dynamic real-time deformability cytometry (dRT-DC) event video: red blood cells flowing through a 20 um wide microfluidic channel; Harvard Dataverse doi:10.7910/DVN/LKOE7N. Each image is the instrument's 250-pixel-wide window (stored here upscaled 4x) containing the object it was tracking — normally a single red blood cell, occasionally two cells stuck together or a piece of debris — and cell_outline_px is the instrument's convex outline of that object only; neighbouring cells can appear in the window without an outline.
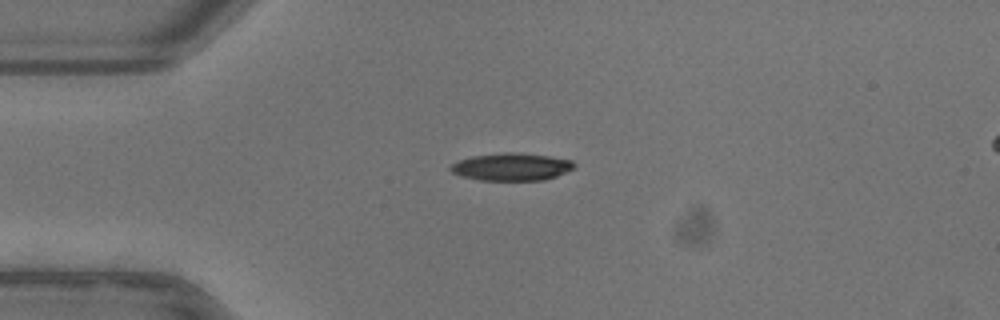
{"species": "common noctule bat (a hibernating species)", "species_latin": "Nyctalus noctula", "temperature_condition": "warm", "stored_images_in_passage": 28, "camera_frame_rate_fps": 3000, "um_per_image_px": 0.085, "animal": {"sex": "female"}, "frame": {"image": 1, "passage_image": 1, "time_ms": 0.0, "image_size_px": [1000, 320], "cell_outline_px": [[576, 164], [572, 168], [556, 176], [544, 180], [480, 180], [460, 176], [452, 172], [448, 168], [452, 164], [460, 160], [472, 156], [504, 152], [516, 152], [548, 156], [572, 160]], "centroid_in_image_um": [43.45, 14.18], "position_along_channel_um": 41.6, "area_um2": 19.71}}
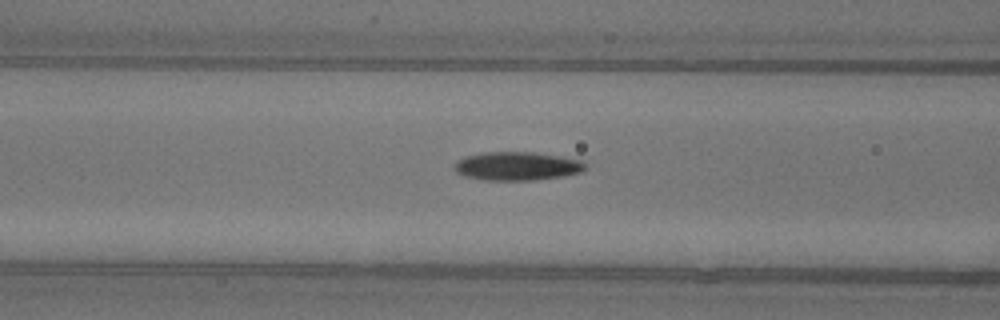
{"frame": {"image": 2, "passage_image": 9, "time_ms": 2.667, "image_size_px": [1000, 320], "cell_outline_px": [[584, 168], [580, 172], [560, 176], [532, 180], [484, 180], [464, 176], [456, 172], [452, 168], [456, 160], [464, 156], [484, 152], [532, 152], [584, 160]], "centroid_in_image_um": [43.86, 14.11], "position_along_channel_um": 122.7, "area_um2": 21.73}}
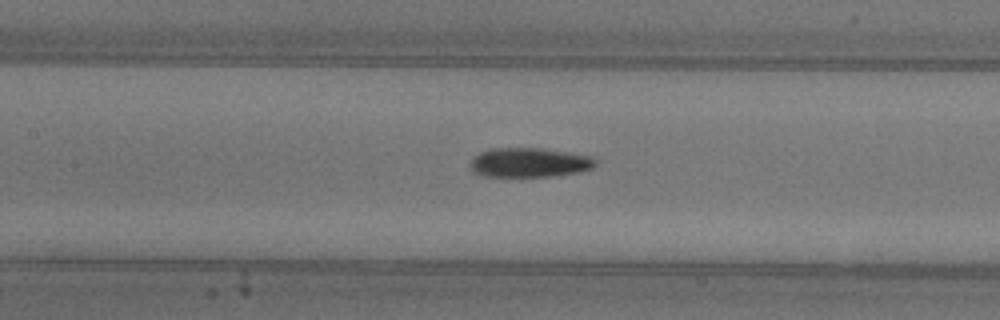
{"frame": {"image": 3, "passage_image": 12, "time_ms": 3.667, "image_size_px": [1000, 320], "cell_outline_px": [[596, 164], [592, 168], [576, 172], [552, 176], [484, 176], [472, 172], [468, 168], [472, 156], [480, 152], [492, 148], [544, 148], [592, 156], [596, 160]], "centroid_in_image_um": [44.93, 13.8], "position_along_channel_um": 162.5, "area_um2": 21.62}}